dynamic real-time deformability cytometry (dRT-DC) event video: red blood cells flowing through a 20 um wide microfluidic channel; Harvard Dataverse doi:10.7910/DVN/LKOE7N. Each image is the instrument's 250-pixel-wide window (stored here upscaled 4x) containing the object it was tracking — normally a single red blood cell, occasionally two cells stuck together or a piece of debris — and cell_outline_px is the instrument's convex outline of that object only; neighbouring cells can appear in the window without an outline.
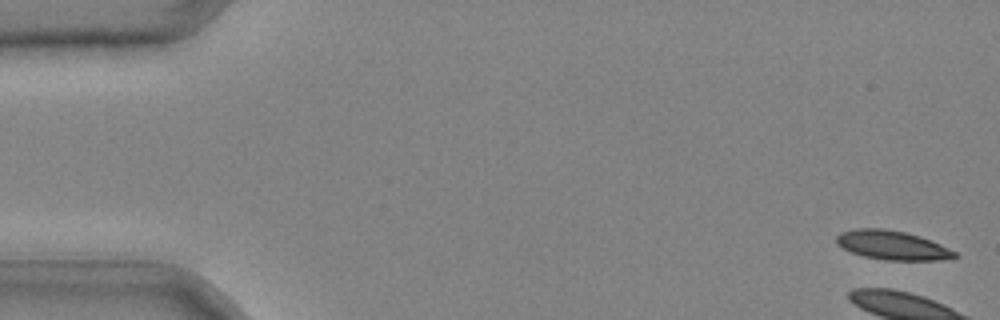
{"species": "common noctule bat (a hibernating species)", "species_latin": "Nyctalus noctula", "temperature_condition": "cold", "stored_images_in_passage": 12, "camera_frame_rate_fps": 3000, "um_per_image_px": 0.085, "animal": {"sex": "male", "body_mass_g": 20.4}, "frame": {"image": 1, "passage_image": 1, "time_ms": 0.0, "image_size_px": [1000, 320], "cell_outline_px": [[960, 256], [952, 260], [884, 260], [864, 256], [852, 252], [836, 244], [836, 236], [840, 232], [856, 228], [884, 228], [904, 232], [920, 236], [940, 244], [956, 252]], "centroid_in_image_um": [75.87, 20.85], "position_along_channel_um": 9.1, "area_um2": 20.17}}